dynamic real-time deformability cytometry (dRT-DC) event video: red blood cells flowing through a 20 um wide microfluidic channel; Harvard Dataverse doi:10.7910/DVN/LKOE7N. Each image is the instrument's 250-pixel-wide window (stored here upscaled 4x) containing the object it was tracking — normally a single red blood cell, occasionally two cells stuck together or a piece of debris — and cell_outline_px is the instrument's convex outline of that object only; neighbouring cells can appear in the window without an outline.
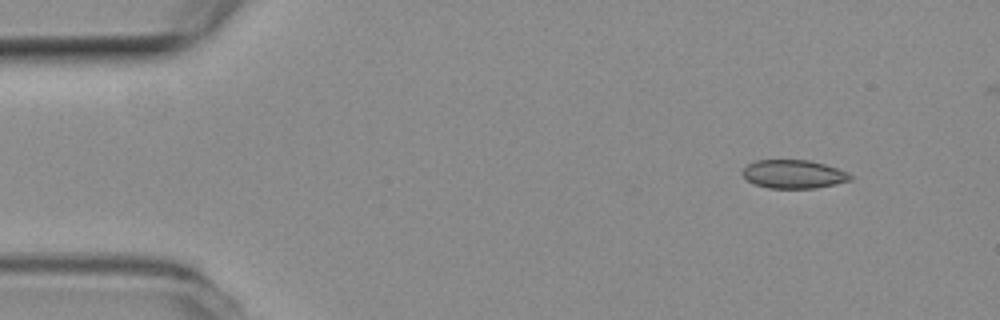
{"species": "common noctule bat (a hibernating species)", "species_latin": "Nyctalus noctula", "temperature_condition": "room temperature", "stored_images_in_passage": 4, "camera_frame_rate_fps": 3000, "um_per_image_px": 0.085, "animal": {"sex": "female", "body_mass_g": 19.3, "forearm_length_mm": 54.1}, "frame": {"image": 1, "passage_image": 1, "time_ms": 0.0, "image_size_px": [1000, 320], "cell_outline_px": [[852, 180], [836, 184], [816, 188], [768, 188], [756, 184], [748, 180], [740, 172], [748, 164], [756, 160], [812, 160], [848, 172], [852, 176]], "centroid_in_image_um": [67.47, 14.8], "position_along_channel_um": 17.5, "area_um2": 17.92}}
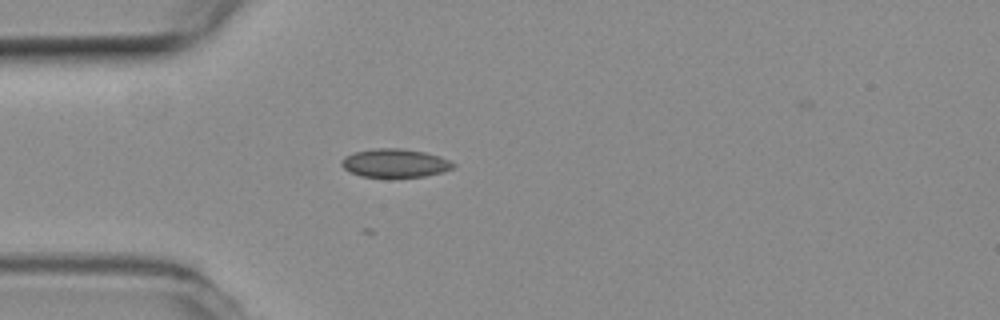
{"frame": {"image": 2, "passage_image": 4, "time_ms": 1.0, "image_size_px": [1000, 320], "cell_outline_px": [[456, 164], [452, 168], [444, 172], [424, 176], [360, 176], [348, 172], [340, 164], [340, 160], [344, 156], [352, 152], [376, 148], [400, 148], [424, 152], [440, 156]], "centroid_in_image_um": [33.53, 13.85], "position_along_channel_um": 51.5, "area_um2": 18.5}}